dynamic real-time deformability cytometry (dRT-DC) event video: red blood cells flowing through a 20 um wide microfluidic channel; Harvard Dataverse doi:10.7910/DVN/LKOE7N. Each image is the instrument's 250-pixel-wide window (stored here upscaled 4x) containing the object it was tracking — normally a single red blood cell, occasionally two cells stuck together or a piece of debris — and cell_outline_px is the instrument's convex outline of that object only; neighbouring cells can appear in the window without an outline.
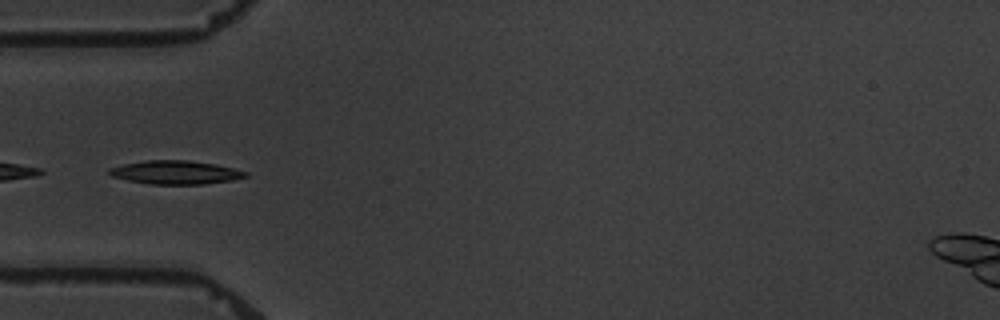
{"species": "common noctule bat (a hibernating species)", "species_latin": "Nyctalus noctula", "temperature_condition": "warm", "stored_images_in_passage": 7, "camera_frame_rate_fps": 3000, "um_per_image_px": 0.085, "animal": {"sex": "male", "body_mass_g": 19.5, "forearm_length_mm": 54.6}, "frame": {"image": 1, "passage_image": 4, "time_ms": 4.0, "image_size_px": [1000, 320], "cell_outline_px": [[248, 176], [232, 180], [204, 184], [148, 184], [128, 180], [112, 176], [108, 172], [108, 168], [124, 164], [148, 160], [188, 160], [216, 164], [248, 172]], "centroid_in_image_um": [14.92, 14.65], "position_along_channel_um": 70.1, "area_um2": 18.61}}
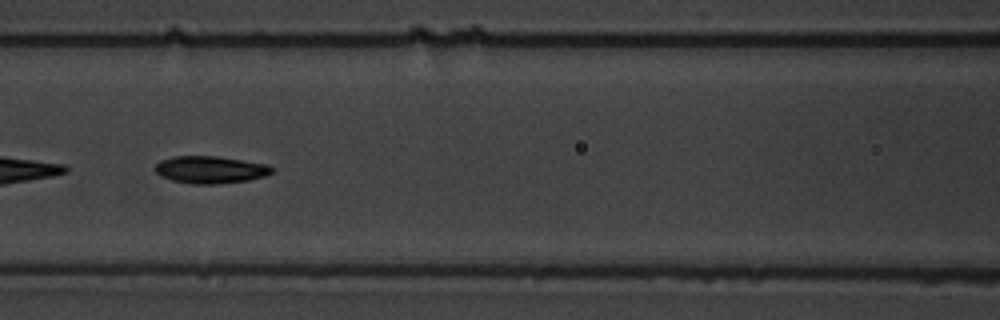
{"frame": {"image": 2, "passage_image": 6, "time_ms": 6.333, "image_size_px": [1000, 320], "cell_outline_px": [[272, 172], [264, 176], [248, 180], [216, 184], [192, 184], [172, 180], [160, 176], [152, 168], [160, 160], [172, 156], [220, 156], [268, 164], [272, 168]], "centroid_in_image_um": [17.84, 14.41], "position_along_channel_um": 148.8, "area_um2": 18.73}}
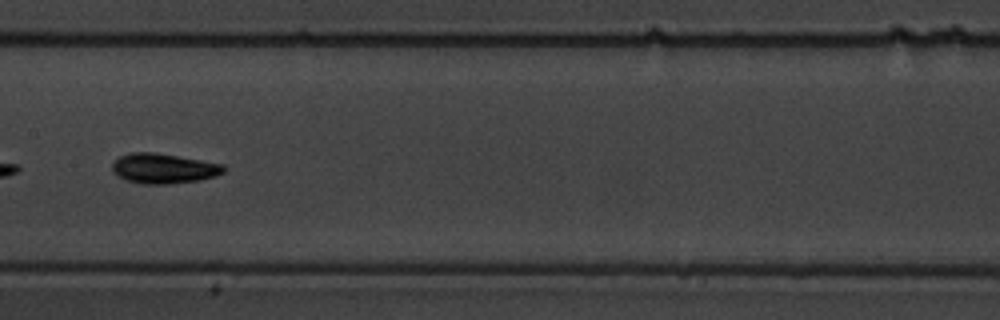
{"frame": {"image": 3, "passage_image": 7, "time_ms": 7.667, "image_size_px": [1000, 320], "cell_outline_px": [[224, 172], [216, 176], [200, 180], [168, 184], [144, 184], [124, 180], [112, 172], [112, 164], [120, 156], [132, 152], [156, 152], [224, 164]], "centroid_in_image_um": [13.9, 14.32], "position_along_channel_um": 193.5, "area_um2": 19.59}}